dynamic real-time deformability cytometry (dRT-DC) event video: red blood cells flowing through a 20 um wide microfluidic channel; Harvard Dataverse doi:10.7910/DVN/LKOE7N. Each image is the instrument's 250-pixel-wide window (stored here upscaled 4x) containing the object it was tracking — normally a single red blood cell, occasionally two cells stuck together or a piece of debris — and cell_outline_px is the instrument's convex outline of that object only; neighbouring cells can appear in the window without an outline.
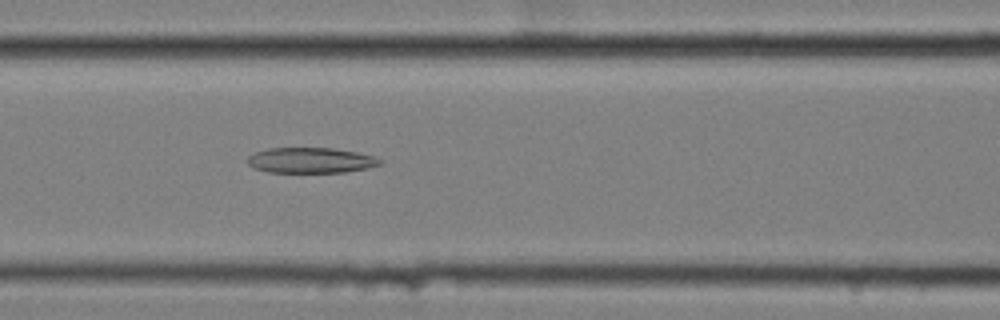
{"species": "common noctule bat (a hibernating species)", "species_latin": "Nyctalus noctula", "temperature_condition": "cold", "stored_images_in_passage": 48, "camera_frame_rate_fps": 3000, "um_per_image_px": 0.085, "animal": {"sex": "female", "body_mass_g": 25.1}, "frame": {"image": 1, "passage_image": 15, "time_ms": 4.667, "image_size_px": [1000, 320], "cell_outline_px": [[384, 164], [368, 168], [344, 172], [268, 172], [252, 168], [248, 164], [248, 156], [256, 152], [268, 148], [332, 148], [356, 152], [376, 156], [384, 160]], "centroid_in_image_um": [26.46, 13.63], "position_along_channel_um": 140.1, "area_um2": 19.83}}
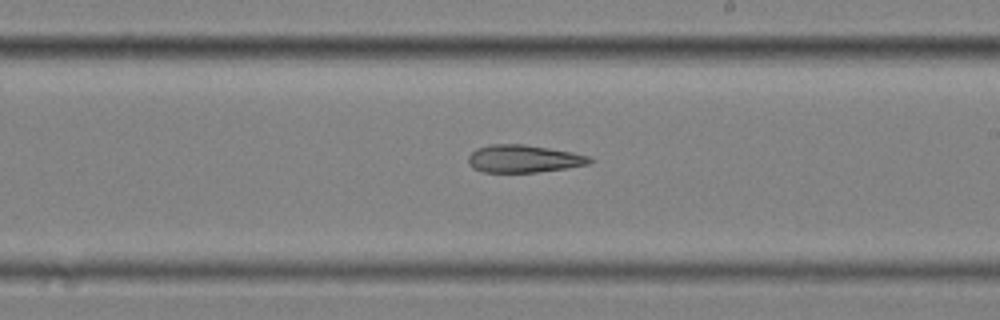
{"frame": {"image": 2, "passage_image": 24, "time_ms": 7.667, "image_size_px": [1000, 320], "cell_outline_px": [[596, 160], [588, 164], [564, 168], [536, 172], [484, 172], [472, 168], [468, 164], [468, 156], [476, 148], [488, 144], [524, 144], [572, 152], [588, 156]], "centroid_in_image_um": [44.47, 13.48], "position_along_channel_um": 244.5, "area_um2": 19.54}}
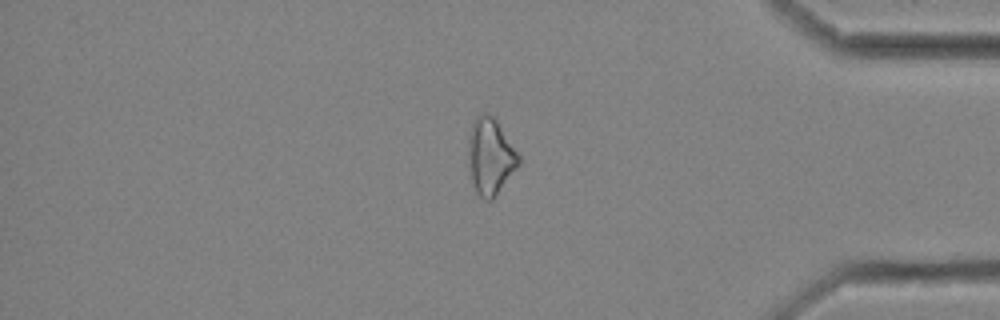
{"frame": {"image": 3, "passage_image": 39, "time_ms": 12.667, "image_size_px": [1000, 320], "cell_outline_px": [[520, 164], [492, 200], [484, 200], [476, 192], [472, 184], [468, 160], [468, 140], [472, 120], [480, 112], [488, 112], [496, 116], [520, 156]], "centroid_in_image_um": [41.67, 13.23], "position_along_channel_um": 393.5, "area_um2": 23.0}, "authors_computed_cell_mechanics": {"area_um2": 21.1548, "velocity_mm_per_s": 3.4825, "shape_relaxation_time_tau1_ms": null, "shape_relaxation_time_tau2_ms": 5.909, "deformation_change_tau1": null, "deformation_change_tau2": 0.1856}}